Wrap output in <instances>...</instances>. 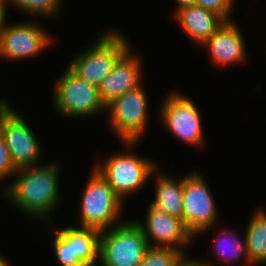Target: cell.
I'll return each instance as SVG.
<instances>
[{"mask_svg":"<svg viewBox=\"0 0 266 266\" xmlns=\"http://www.w3.org/2000/svg\"><path fill=\"white\" fill-rule=\"evenodd\" d=\"M60 164L59 160H52L17 170L15 179L11 178L8 185L4 184L0 195L34 222L52 223L51 215L60 210L62 203L59 195Z\"/></svg>","mask_w":266,"mask_h":266,"instance_id":"6da1fadb","label":"cell"},{"mask_svg":"<svg viewBox=\"0 0 266 266\" xmlns=\"http://www.w3.org/2000/svg\"><path fill=\"white\" fill-rule=\"evenodd\" d=\"M123 151L112 152L93 167L113 191L125 202L131 194L140 192L159 167L158 162L133 152L140 142H122ZM137 145V146H136Z\"/></svg>","mask_w":266,"mask_h":266,"instance_id":"7a4b0ae2","label":"cell"},{"mask_svg":"<svg viewBox=\"0 0 266 266\" xmlns=\"http://www.w3.org/2000/svg\"><path fill=\"white\" fill-rule=\"evenodd\" d=\"M97 35L95 41L73 56L67 67L85 82L99 87L131 44L118 29Z\"/></svg>","mask_w":266,"mask_h":266,"instance_id":"3957f363","label":"cell"},{"mask_svg":"<svg viewBox=\"0 0 266 266\" xmlns=\"http://www.w3.org/2000/svg\"><path fill=\"white\" fill-rule=\"evenodd\" d=\"M83 189L79 201L80 223L77 224L79 227L93 228L102 232L126 221L121 219L126 202L122 201L95 169L92 168Z\"/></svg>","mask_w":266,"mask_h":266,"instance_id":"277c9868","label":"cell"},{"mask_svg":"<svg viewBox=\"0 0 266 266\" xmlns=\"http://www.w3.org/2000/svg\"><path fill=\"white\" fill-rule=\"evenodd\" d=\"M55 82L51 98L59 116L76 119L106 114V107L99 97L98 87L79 78L67 66Z\"/></svg>","mask_w":266,"mask_h":266,"instance_id":"5b68a950","label":"cell"},{"mask_svg":"<svg viewBox=\"0 0 266 266\" xmlns=\"http://www.w3.org/2000/svg\"><path fill=\"white\" fill-rule=\"evenodd\" d=\"M148 100L142 82L106 106V122L119 142H141L150 121Z\"/></svg>","mask_w":266,"mask_h":266,"instance_id":"8992f818","label":"cell"},{"mask_svg":"<svg viewBox=\"0 0 266 266\" xmlns=\"http://www.w3.org/2000/svg\"><path fill=\"white\" fill-rule=\"evenodd\" d=\"M166 96V97H165ZM162 99L158 118L164 130L185 145L193 148H203L205 134L202 125L200 110L191 100L192 97L184 95L180 91L168 92Z\"/></svg>","mask_w":266,"mask_h":266,"instance_id":"52a82bcc","label":"cell"},{"mask_svg":"<svg viewBox=\"0 0 266 266\" xmlns=\"http://www.w3.org/2000/svg\"><path fill=\"white\" fill-rule=\"evenodd\" d=\"M192 171L183 176L182 222L196 238L214 230L220 214L205 176Z\"/></svg>","mask_w":266,"mask_h":266,"instance_id":"ba28073f","label":"cell"},{"mask_svg":"<svg viewBox=\"0 0 266 266\" xmlns=\"http://www.w3.org/2000/svg\"><path fill=\"white\" fill-rule=\"evenodd\" d=\"M148 249L142 229L126 219L101 232L98 266H138Z\"/></svg>","mask_w":266,"mask_h":266,"instance_id":"9c48e42d","label":"cell"},{"mask_svg":"<svg viewBox=\"0 0 266 266\" xmlns=\"http://www.w3.org/2000/svg\"><path fill=\"white\" fill-rule=\"evenodd\" d=\"M7 100L0 108V133L19 170L41 165L43 149L35 131Z\"/></svg>","mask_w":266,"mask_h":266,"instance_id":"30bf717a","label":"cell"},{"mask_svg":"<svg viewBox=\"0 0 266 266\" xmlns=\"http://www.w3.org/2000/svg\"><path fill=\"white\" fill-rule=\"evenodd\" d=\"M35 21L9 23L5 19L0 26V59L13 62L34 59L53 46L57 39Z\"/></svg>","mask_w":266,"mask_h":266,"instance_id":"8fae6325","label":"cell"},{"mask_svg":"<svg viewBox=\"0 0 266 266\" xmlns=\"http://www.w3.org/2000/svg\"><path fill=\"white\" fill-rule=\"evenodd\" d=\"M146 210L144 221L134 222L142 229L149 247L172 248L186 254V247L195 239L182 219L168 215L152 203Z\"/></svg>","mask_w":266,"mask_h":266,"instance_id":"7c38bea8","label":"cell"},{"mask_svg":"<svg viewBox=\"0 0 266 266\" xmlns=\"http://www.w3.org/2000/svg\"><path fill=\"white\" fill-rule=\"evenodd\" d=\"M242 29L235 20L224 21L217 31L200 47L206 50L211 64L226 68L241 65L249 55Z\"/></svg>","mask_w":266,"mask_h":266,"instance_id":"4fadbf2b","label":"cell"},{"mask_svg":"<svg viewBox=\"0 0 266 266\" xmlns=\"http://www.w3.org/2000/svg\"><path fill=\"white\" fill-rule=\"evenodd\" d=\"M132 47L118 59L111 73L103 79L98 87L99 97L105 107L127 91L139 86L144 80L142 77L145 73L142 68L143 57Z\"/></svg>","mask_w":266,"mask_h":266,"instance_id":"5bb4252c","label":"cell"},{"mask_svg":"<svg viewBox=\"0 0 266 266\" xmlns=\"http://www.w3.org/2000/svg\"><path fill=\"white\" fill-rule=\"evenodd\" d=\"M173 16L176 25L192 40L191 43L198 47L203 45L224 23L219 15L198 5L183 7Z\"/></svg>","mask_w":266,"mask_h":266,"instance_id":"9a60e30c","label":"cell"},{"mask_svg":"<svg viewBox=\"0 0 266 266\" xmlns=\"http://www.w3.org/2000/svg\"><path fill=\"white\" fill-rule=\"evenodd\" d=\"M162 170L158 167L152 174L155 192L151 203L168 215L182 219L183 176L174 179Z\"/></svg>","mask_w":266,"mask_h":266,"instance_id":"2e32d148","label":"cell"},{"mask_svg":"<svg viewBox=\"0 0 266 266\" xmlns=\"http://www.w3.org/2000/svg\"><path fill=\"white\" fill-rule=\"evenodd\" d=\"M249 219L243 236L250 266L266 264V208L258 207Z\"/></svg>","mask_w":266,"mask_h":266,"instance_id":"e0dca14e","label":"cell"},{"mask_svg":"<svg viewBox=\"0 0 266 266\" xmlns=\"http://www.w3.org/2000/svg\"><path fill=\"white\" fill-rule=\"evenodd\" d=\"M213 237L215 238L210 246V250H212V254H214L224 265L229 263H236V261L240 260L243 262L244 266H250L247 258V247L245 236L241 240L240 236L234 232V229L230 228H222L214 231ZM218 232V233H217ZM216 235V236H214ZM243 257V258H242Z\"/></svg>","mask_w":266,"mask_h":266,"instance_id":"ac0fdd59","label":"cell"},{"mask_svg":"<svg viewBox=\"0 0 266 266\" xmlns=\"http://www.w3.org/2000/svg\"><path fill=\"white\" fill-rule=\"evenodd\" d=\"M100 235L97 229L73 225L74 257L83 266L99 265Z\"/></svg>","mask_w":266,"mask_h":266,"instance_id":"d6986e66","label":"cell"},{"mask_svg":"<svg viewBox=\"0 0 266 266\" xmlns=\"http://www.w3.org/2000/svg\"><path fill=\"white\" fill-rule=\"evenodd\" d=\"M51 224V225H50ZM51 227V228H50ZM57 226H53V222L49 223L52 239V248L56 261L61 266H83L75 257L73 250V226L66 225L58 229ZM54 229V230H53Z\"/></svg>","mask_w":266,"mask_h":266,"instance_id":"ffe728a7","label":"cell"},{"mask_svg":"<svg viewBox=\"0 0 266 266\" xmlns=\"http://www.w3.org/2000/svg\"><path fill=\"white\" fill-rule=\"evenodd\" d=\"M63 0H5L6 12L12 7L33 18H57L62 14ZM8 8V9H7Z\"/></svg>","mask_w":266,"mask_h":266,"instance_id":"44dd1931","label":"cell"},{"mask_svg":"<svg viewBox=\"0 0 266 266\" xmlns=\"http://www.w3.org/2000/svg\"><path fill=\"white\" fill-rule=\"evenodd\" d=\"M182 255L181 251L172 248L149 247L138 266H176Z\"/></svg>","mask_w":266,"mask_h":266,"instance_id":"7402d4cb","label":"cell"},{"mask_svg":"<svg viewBox=\"0 0 266 266\" xmlns=\"http://www.w3.org/2000/svg\"><path fill=\"white\" fill-rule=\"evenodd\" d=\"M235 3H237L236 0H196L195 5L214 12L224 21H230L234 20L232 15L235 10Z\"/></svg>","mask_w":266,"mask_h":266,"instance_id":"603a6c76","label":"cell"},{"mask_svg":"<svg viewBox=\"0 0 266 266\" xmlns=\"http://www.w3.org/2000/svg\"><path fill=\"white\" fill-rule=\"evenodd\" d=\"M17 169L14 167L10 152L0 133V183H4L5 179L14 178ZM10 177V178H9Z\"/></svg>","mask_w":266,"mask_h":266,"instance_id":"cb8c5ba5","label":"cell"},{"mask_svg":"<svg viewBox=\"0 0 266 266\" xmlns=\"http://www.w3.org/2000/svg\"><path fill=\"white\" fill-rule=\"evenodd\" d=\"M187 255L188 254H183L182 257L178 260L176 266H214L210 263V259L203 260L204 258H193Z\"/></svg>","mask_w":266,"mask_h":266,"instance_id":"d4e9b609","label":"cell"},{"mask_svg":"<svg viewBox=\"0 0 266 266\" xmlns=\"http://www.w3.org/2000/svg\"><path fill=\"white\" fill-rule=\"evenodd\" d=\"M175 1H176V7L174 8L175 11H173V13H175L176 11H178L183 7L195 5L196 3V0H175Z\"/></svg>","mask_w":266,"mask_h":266,"instance_id":"484cf974","label":"cell"},{"mask_svg":"<svg viewBox=\"0 0 266 266\" xmlns=\"http://www.w3.org/2000/svg\"><path fill=\"white\" fill-rule=\"evenodd\" d=\"M7 12L5 7V0H0V26L7 19Z\"/></svg>","mask_w":266,"mask_h":266,"instance_id":"4316f807","label":"cell"},{"mask_svg":"<svg viewBox=\"0 0 266 266\" xmlns=\"http://www.w3.org/2000/svg\"><path fill=\"white\" fill-rule=\"evenodd\" d=\"M7 258L0 254V266H11Z\"/></svg>","mask_w":266,"mask_h":266,"instance_id":"83f0119b","label":"cell"},{"mask_svg":"<svg viewBox=\"0 0 266 266\" xmlns=\"http://www.w3.org/2000/svg\"><path fill=\"white\" fill-rule=\"evenodd\" d=\"M7 100L5 99V97H0V108L2 107V105L6 102Z\"/></svg>","mask_w":266,"mask_h":266,"instance_id":"f1b7e54d","label":"cell"}]
</instances>
